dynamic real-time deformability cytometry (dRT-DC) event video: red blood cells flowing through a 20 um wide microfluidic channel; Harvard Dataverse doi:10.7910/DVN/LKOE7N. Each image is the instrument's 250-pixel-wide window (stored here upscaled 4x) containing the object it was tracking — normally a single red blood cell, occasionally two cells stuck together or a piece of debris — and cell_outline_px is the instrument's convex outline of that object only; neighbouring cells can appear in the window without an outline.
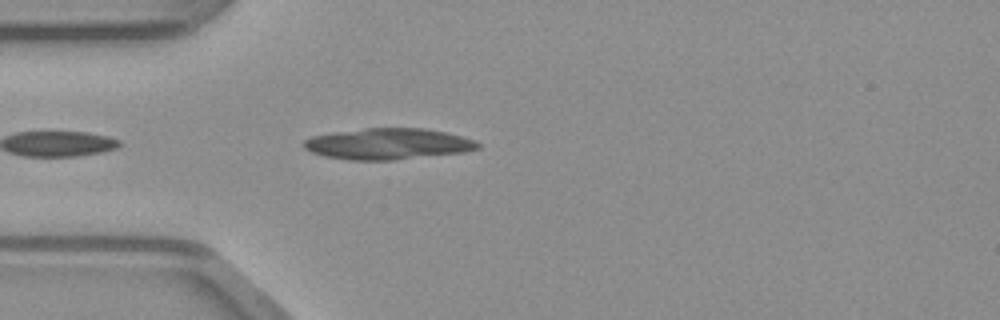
{"species": "common noctule bat (a hibernating species)", "species_latin": "Nyctalus noctula", "temperature_condition": "warm", "stored_images_in_passage": 7, "camera_frame_rate_fps": 3000, "um_per_image_px": 0.085, "animal": {"sex": "male", "body_mass_g": 23.1, "forearm_length_mm": 52.7}, "frame": {"image": 1, "passage_image": 3, "time_ms": 0.667, "image_size_px": [1000, 320], "cell_outline_px": [[480, 148], [464, 152], [396, 160], [348, 160], [324, 156], [312, 152], [304, 148], [304, 140], [312, 136], [368, 128], [424, 128], [444, 132], [460, 136], [472, 140], [480, 144]], "centroid_in_image_um": [32.99, 12.24], "position_along_channel_um": 52.0, "area_um2": 31.27}}
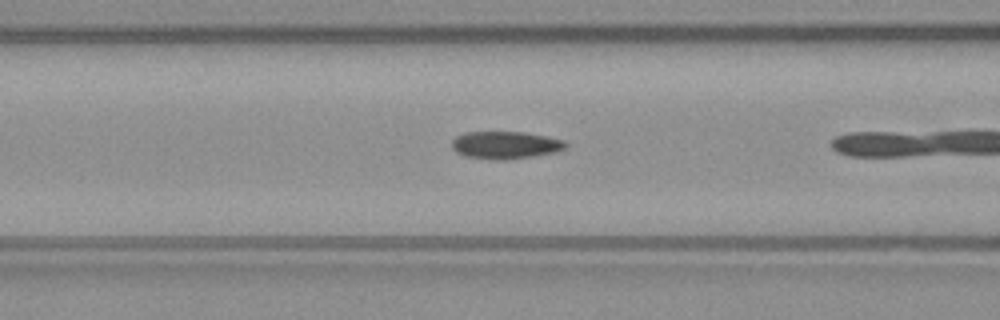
{"frame": {"image": 2, "passage_image": 6, "time_ms": 1.667, "image_size_px": [1000, 320], "cell_outline_px": [[568, 144], [564, 148], [556, 152], [508, 160], [488, 160], [464, 156], [456, 152], [452, 148], [452, 140], [456, 136], [468, 132], [520, 132], [544, 136], [564, 140]], "centroid_in_image_um": [42.92, 12.35], "position_along_channel_um": 123.7, "area_um2": 18.26}}